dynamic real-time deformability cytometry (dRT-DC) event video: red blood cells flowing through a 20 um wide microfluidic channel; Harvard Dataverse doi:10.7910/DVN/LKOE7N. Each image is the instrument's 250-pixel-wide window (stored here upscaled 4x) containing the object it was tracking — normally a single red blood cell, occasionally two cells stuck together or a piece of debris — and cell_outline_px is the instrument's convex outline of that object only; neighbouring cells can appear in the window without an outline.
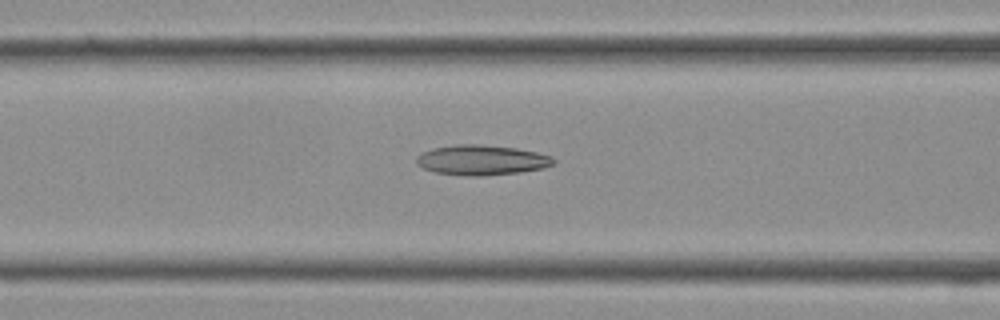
{"species": "Egyptian fruit bat (a non-hibernating species)", "species_latin": "Rousettus aegyptiacus", "temperature_condition": "cold", "stored_images_in_passage": 37, "camera_frame_rate_fps": 3000, "um_per_image_px": 0.085, "frame": {"image": 1, "passage_image": 15, "time_ms": 4.667, "image_size_px": [1000, 320], "cell_outline_px": [[556, 164], [544, 168], [520, 172], [484, 176], [464, 176], [436, 172], [424, 168], [416, 164], [416, 156], [432, 148], [456, 144], [480, 144], [516, 148], [536, 152], [552, 156], [556, 160]], "centroid_in_image_um": [40.97, 13.61], "position_along_channel_um": 125.6, "area_um2": 24.22}}
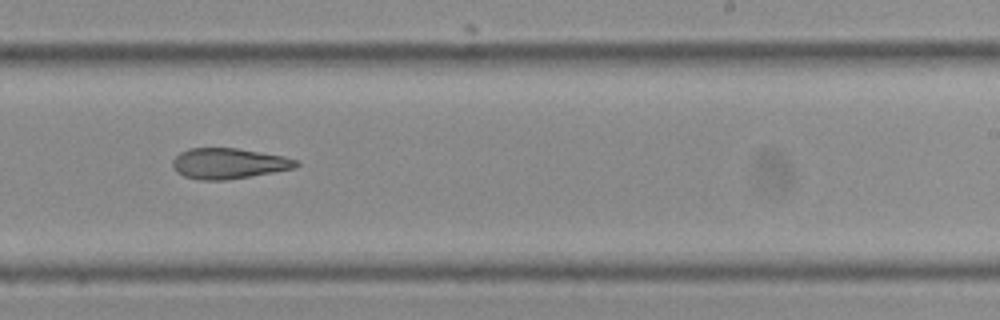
{"frame": {"image": 2, "passage_image": 23, "time_ms": 7.333, "image_size_px": [1000, 320], "cell_outline_px": [[300, 164], [296, 168], [224, 180], [200, 180], [184, 176], [176, 172], [172, 168], [172, 160], [180, 152], [188, 148], [236, 148], [284, 156], [296, 160]], "centroid_in_image_um": [19.4, 13.89], "position_along_channel_um": 269.6, "area_um2": 21.96}}
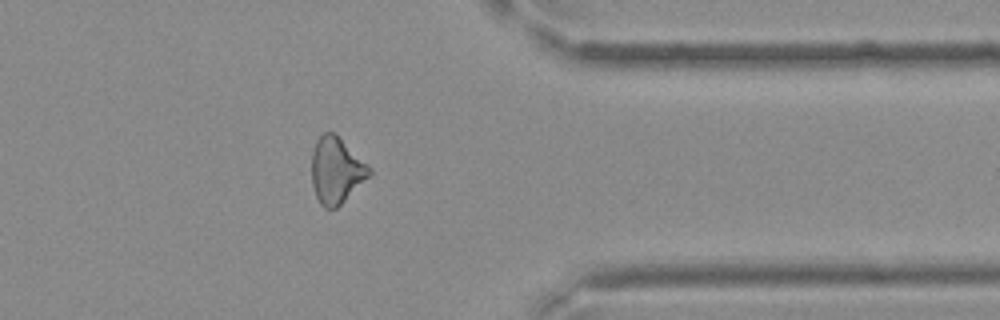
{"frame": {"image": 3, "passage_image": 30, "time_ms": 9.667, "image_size_px": [1000, 320], "cell_outline_px": [[372, 176], [336, 208], [324, 208], [320, 204], [316, 196], [312, 184], [312, 152], [316, 140], [324, 132], [336, 132], [372, 168]], "centroid_in_image_um": [28.62, 14.46], "position_along_channel_um": 382.8, "area_um2": 22.66}}